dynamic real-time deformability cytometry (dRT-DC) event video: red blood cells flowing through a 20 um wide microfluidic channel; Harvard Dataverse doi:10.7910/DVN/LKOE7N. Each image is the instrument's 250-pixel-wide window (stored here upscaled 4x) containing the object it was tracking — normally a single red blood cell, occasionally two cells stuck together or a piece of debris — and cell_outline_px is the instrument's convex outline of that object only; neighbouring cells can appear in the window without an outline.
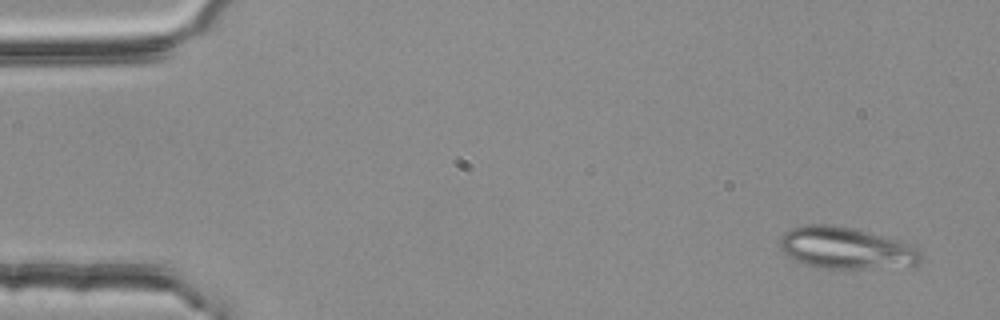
{"species": "common noctule bat (a hibernating species)", "species_latin": "Nyctalus noctula", "temperature_condition": "room temperature", "stored_images_in_passage": 4, "segment_of_instrument_passage": [1, 2], "camera_frame_rate_fps": 3000, "um_per_image_px": 0.085, "animal": {"sex": "female", "body_mass_g": 25.1}, "frame": {"image": 1, "passage_image": 1, "time_ms": 0.0, "image_size_px": [1000, 320], "cell_outline_px": [[924, 256], [916, 268], [828, 268], [804, 264], [788, 256], [780, 248], [780, 240], [784, 232], [792, 228], [808, 224], [824, 224], [848, 228], [896, 240], [908, 244], [916, 248]], "centroid_in_image_um": [71.97, 21.12], "position_along_channel_um": 13.0, "area_um2": 34.04}}